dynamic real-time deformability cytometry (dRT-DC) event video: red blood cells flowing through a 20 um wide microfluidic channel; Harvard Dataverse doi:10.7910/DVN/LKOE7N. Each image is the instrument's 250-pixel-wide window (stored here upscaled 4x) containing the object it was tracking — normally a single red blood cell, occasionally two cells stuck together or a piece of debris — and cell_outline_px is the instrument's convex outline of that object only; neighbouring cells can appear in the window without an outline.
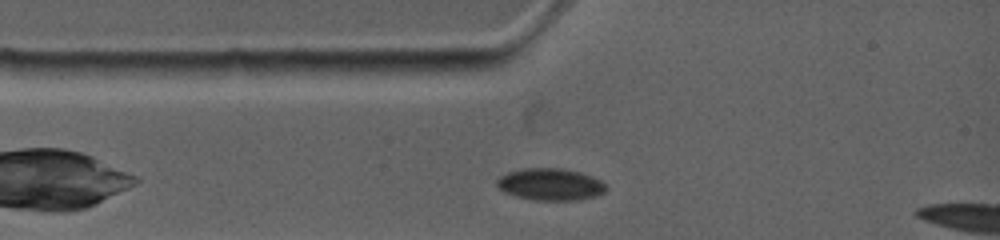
{"species": "common noctule bat (a hibernating species)", "species_latin": "Nyctalus noctula", "temperature_condition": "warm", "stored_images_in_passage": 4, "camera_frame_rate_fps": 4500, "um_per_image_px": 0.085, "animal": {"sex": "female", "body_mass_g": 19.0, "forearm_length_mm": 53.3}, "frame": {"image": 1, "passage_image": 1, "time_ms": 0.0, "image_size_px": [1000, 240], "cell_outline_px": [[608, 188], [604, 192], [596, 196], [580, 200], [532, 200], [516, 196], [504, 192], [496, 184], [496, 180], [500, 176], [508, 172], [528, 168], [556, 168], [580, 172], [592, 176], [608, 184]], "centroid_in_image_um": [46.81, 15.68], "position_along_channel_um": 38.2, "area_um2": 20.4}}